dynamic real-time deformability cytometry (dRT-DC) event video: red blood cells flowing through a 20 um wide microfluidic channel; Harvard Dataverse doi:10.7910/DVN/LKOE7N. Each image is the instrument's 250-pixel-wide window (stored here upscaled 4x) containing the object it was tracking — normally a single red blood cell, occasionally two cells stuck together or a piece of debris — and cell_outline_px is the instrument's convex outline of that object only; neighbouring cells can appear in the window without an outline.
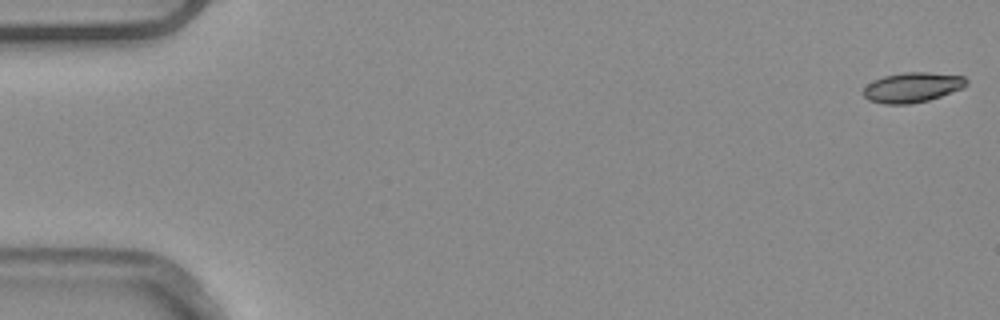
{"species": "common noctule bat (a hibernating species)", "species_latin": "Nyctalus noctula", "temperature_condition": "warm", "stored_images_in_passage": 6, "camera_frame_rate_fps": 3000, "um_per_image_px": 0.085, "animal": {"sex": "male", "body_mass_g": 20.4}, "frame": {"image": 1, "passage_image": 1, "time_ms": 0.0, "image_size_px": [1000, 320], "cell_outline_px": [[968, 84], [964, 88], [928, 100], [908, 104], [884, 104], [868, 100], [864, 96], [864, 88], [872, 80], [884, 76], [904, 72], [928, 72], [964, 76], [968, 80]], "centroid_in_image_um": [77.56, 7.42], "position_along_channel_um": 7.4, "area_um2": 18.03}}
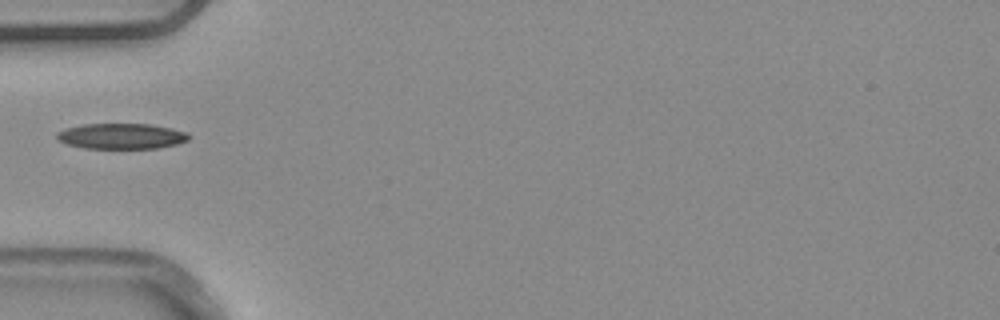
{"frame": {"image": 2, "passage_image": 5, "time_ms": 1.333, "image_size_px": [1000, 320], "cell_outline_px": [[192, 136], [188, 140], [176, 144], [156, 148], [84, 148], [68, 144], [60, 140], [56, 136], [56, 132], [68, 128], [84, 124], [152, 124], [184, 132]], "centroid_in_image_um": [10.32, 11.57], "position_along_channel_um": 74.7, "area_um2": 19.36}}
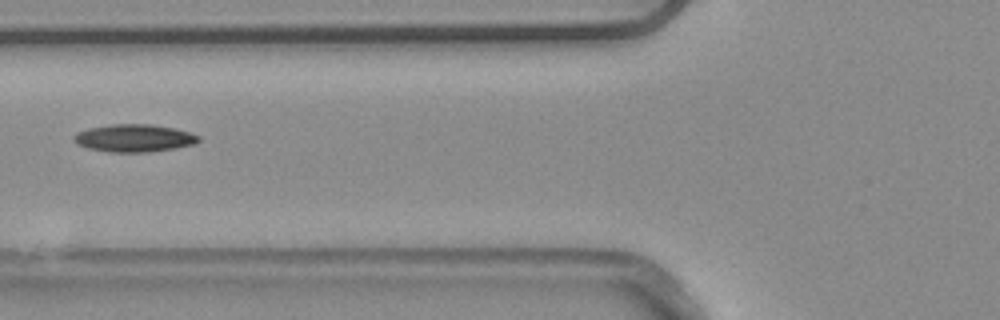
{"frame": {"image": 3, "passage_image": 6, "time_ms": 1.667, "image_size_px": [1000, 320], "cell_outline_px": [[200, 140], [192, 144], [176, 148], [152, 152], [108, 152], [88, 148], [76, 144], [72, 140], [72, 136], [76, 132], [88, 128], [112, 124], [152, 124], [172, 128], [188, 132], [200, 136]], "centroid_in_image_um": [11.34, 11.74], "position_along_channel_um": 114.5, "area_um2": 20.17}}